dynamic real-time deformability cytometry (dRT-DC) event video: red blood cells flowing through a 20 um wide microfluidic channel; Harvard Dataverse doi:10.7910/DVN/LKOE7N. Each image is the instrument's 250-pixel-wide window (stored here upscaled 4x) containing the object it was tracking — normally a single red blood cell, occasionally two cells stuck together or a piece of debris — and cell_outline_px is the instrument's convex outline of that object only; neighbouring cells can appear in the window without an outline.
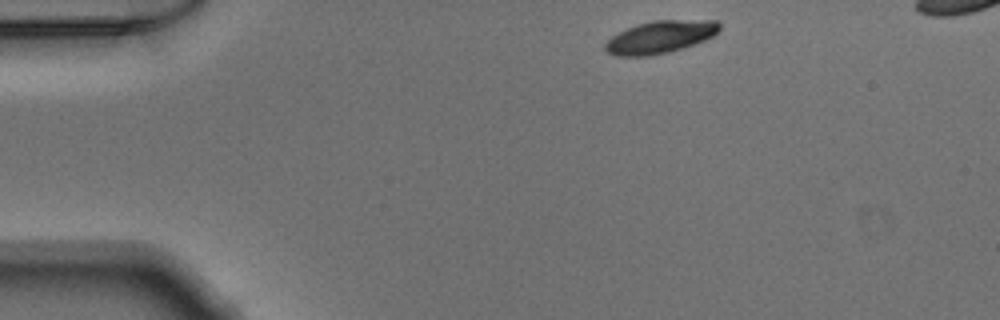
{"species": "Egyptian fruit bat (a non-hibernating species)", "species_latin": "Rousettus aegyptiacus", "temperature_condition": "warm", "stored_images_in_passage": 41, "camera_frame_rate_fps": 3000, "um_per_image_px": 0.085, "animal": {"sex": "male"}, "frame": {"image": 1, "passage_image": 1, "time_ms": 0.0, "image_size_px": [1000, 320], "cell_outline_px": [[720, 28], [712, 36], [704, 40], [668, 52], [648, 56], [616, 56], [608, 52], [604, 48], [604, 44], [612, 36], [628, 28], [652, 20], [716, 20], [720, 24]], "centroid_in_image_um": [56.1, 3.14], "position_along_channel_um": 28.9, "area_um2": 21.27}}
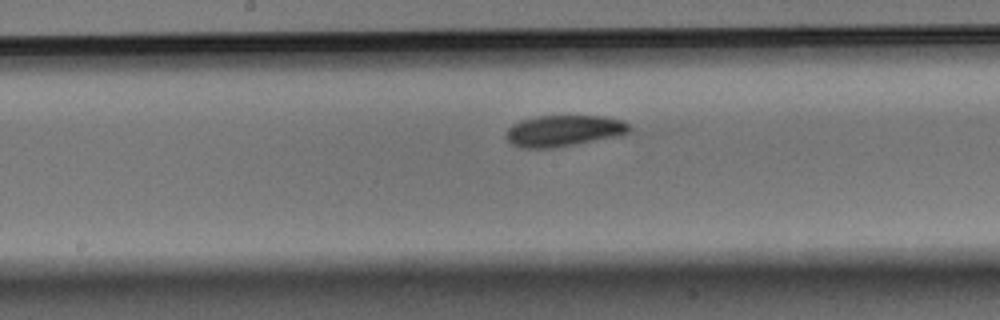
{"frame": {"image": 2, "passage_image": 19, "time_ms": 6.0, "image_size_px": [1000, 320], "cell_outline_px": [[632, 128], [624, 136], [552, 148], [520, 148], [512, 144], [504, 136], [508, 128], [512, 124], [520, 120], [536, 116], [608, 116], [624, 120]], "centroid_in_image_um": [47.96, 11.11], "position_along_channel_um": 200.2, "area_um2": 22.95}}
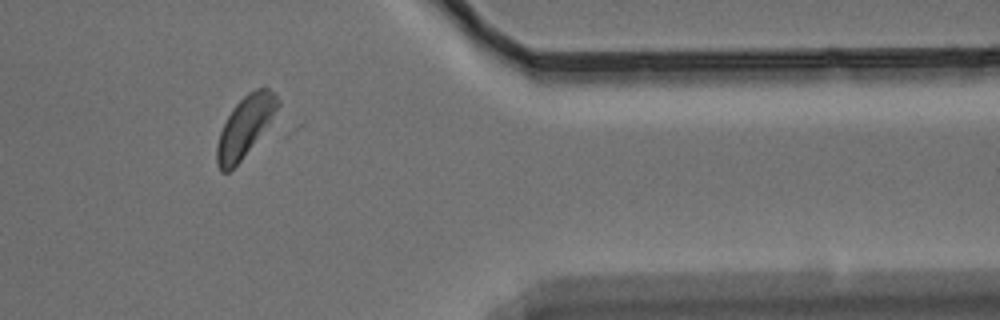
{"frame": {"image": 3, "passage_image": 35, "time_ms": 11.333, "image_size_px": [1000, 320], "cell_outline_px": [[280, 104], [268, 124], [240, 160], [228, 172], [220, 172], [216, 164], [216, 144], [220, 132], [232, 108], [248, 92], [264, 84], [276, 92], [280, 100]], "centroid_in_image_um": [20.83, 10.69], "position_along_channel_um": 390.6, "area_um2": 21.27}}